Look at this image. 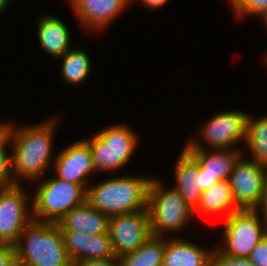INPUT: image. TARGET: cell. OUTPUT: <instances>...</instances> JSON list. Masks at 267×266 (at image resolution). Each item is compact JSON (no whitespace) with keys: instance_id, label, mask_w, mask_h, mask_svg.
<instances>
[{"instance_id":"d6a6232c","label":"cell","mask_w":267,"mask_h":266,"mask_svg":"<svg viewBox=\"0 0 267 266\" xmlns=\"http://www.w3.org/2000/svg\"><path fill=\"white\" fill-rule=\"evenodd\" d=\"M10 0H0V12H2L6 7H8Z\"/></svg>"},{"instance_id":"8fae6325","label":"cell","mask_w":267,"mask_h":266,"mask_svg":"<svg viewBox=\"0 0 267 266\" xmlns=\"http://www.w3.org/2000/svg\"><path fill=\"white\" fill-rule=\"evenodd\" d=\"M248 116L235 110L215 114L200 128L198 136L211 149L234 148L241 140L245 142Z\"/></svg>"},{"instance_id":"9c48e42d","label":"cell","mask_w":267,"mask_h":266,"mask_svg":"<svg viewBox=\"0 0 267 266\" xmlns=\"http://www.w3.org/2000/svg\"><path fill=\"white\" fill-rule=\"evenodd\" d=\"M108 233L116 258L136 250L151 237L148 210L111 216Z\"/></svg>"},{"instance_id":"7a4b0ae2","label":"cell","mask_w":267,"mask_h":266,"mask_svg":"<svg viewBox=\"0 0 267 266\" xmlns=\"http://www.w3.org/2000/svg\"><path fill=\"white\" fill-rule=\"evenodd\" d=\"M150 177L119 176L86 189V201L109 217L148 210Z\"/></svg>"},{"instance_id":"ba28073f","label":"cell","mask_w":267,"mask_h":266,"mask_svg":"<svg viewBox=\"0 0 267 266\" xmlns=\"http://www.w3.org/2000/svg\"><path fill=\"white\" fill-rule=\"evenodd\" d=\"M22 187L16 183L0 188V243L15 245L33 221L32 211L27 208L32 196Z\"/></svg>"},{"instance_id":"836d02e7","label":"cell","mask_w":267,"mask_h":266,"mask_svg":"<svg viewBox=\"0 0 267 266\" xmlns=\"http://www.w3.org/2000/svg\"><path fill=\"white\" fill-rule=\"evenodd\" d=\"M231 7L235 10L243 0H229Z\"/></svg>"},{"instance_id":"ac0fdd59","label":"cell","mask_w":267,"mask_h":266,"mask_svg":"<svg viewBox=\"0 0 267 266\" xmlns=\"http://www.w3.org/2000/svg\"><path fill=\"white\" fill-rule=\"evenodd\" d=\"M162 266H212V251L182 239L166 238Z\"/></svg>"},{"instance_id":"d6986e66","label":"cell","mask_w":267,"mask_h":266,"mask_svg":"<svg viewBox=\"0 0 267 266\" xmlns=\"http://www.w3.org/2000/svg\"><path fill=\"white\" fill-rule=\"evenodd\" d=\"M37 26L40 46L47 53L60 58L70 50V32L62 20L44 14Z\"/></svg>"},{"instance_id":"603a6c76","label":"cell","mask_w":267,"mask_h":266,"mask_svg":"<svg viewBox=\"0 0 267 266\" xmlns=\"http://www.w3.org/2000/svg\"><path fill=\"white\" fill-rule=\"evenodd\" d=\"M62 58V78L66 84L79 85L87 79L91 69V60L85 50H69Z\"/></svg>"},{"instance_id":"1f68e13d","label":"cell","mask_w":267,"mask_h":266,"mask_svg":"<svg viewBox=\"0 0 267 266\" xmlns=\"http://www.w3.org/2000/svg\"><path fill=\"white\" fill-rule=\"evenodd\" d=\"M146 8L159 9L164 6L169 0H141Z\"/></svg>"},{"instance_id":"8992f818","label":"cell","mask_w":267,"mask_h":266,"mask_svg":"<svg viewBox=\"0 0 267 266\" xmlns=\"http://www.w3.org/2000/svg\"><path fill=\"white\" fill-rule=\"evenodd\" d=\"M126 125H112L84 139L90 146L95 172L122 168L129 162L138 143L135 131Z\"/></svg>"},{"instance_id":"2e32d148","label":"cell","mask_w":267,"mask_h":266,"mask_svg":"<svg viewBox=\"0 0 267 266\" xmlns=\"http://www.w3.org/2000/svg\"><path fill=\"white\" fill-rule=\"evenodd\" d=\"M108 215L95 209L86 200L65 214L57 223L61 231H78L90 235L107 234Z\"/></svg>"},{"instance_id":"30bf717a","label":"cell","mask_w":267,"mask_h":266,"mask_svg":"<svg viewBox=\"0 0 267 266\" xmlns=\"http://www.w3.org/2000/svg\"><path fill=\"white\" fill-rule=\"evenodd\" d=\"M241 156L229 177L233 197L239 209H256L262 199L267 166Z\"/></svg>"},{"instance_id":"4fadbf2b","label":"cell","mask_w":267,"mask_h":266,"mask_svg":"<svg viewBox=\"0 0 267 266\" xmlns=\"http://www.w3.org/2000/svg\"><path fill=\"white\" fill-rule=\"evenodd\" d=\"M190 139L185 145V149L196 159L199 163L198 173L210 174L221 180H229L230 174L233 170L234 164L243 155L241 150L237 147L227 149H206V146L200 144L198 139Z\"/></svg>"},{"instance_id":"ffe728a7","label":"cell","mask_w":267,"mask_h":266,"mask_svg":"<svg viewBox=\"0 0 267 266\" xmlns=\"http://www.w3.org/2000/svg\"><path fill=\"white\" fill-rule=\"evenodd\" d=\"M236 210L239 208L236 206L230 182L221 180L203 191L200 202L193 212L215 215L225 211L227 218Z\"/></svg>"},{"instance_id":"5bb4252c","label":"cell","mask_w":267,"mask_h":266,"mask_svg":"<svg viewBox=\"0 0 267 266\" xmlns=\"http://www.w3.org/2000/svg\"><path fill=\"white\" fill-rule=\"evenodd\" d=\"M64 245L72 262L116 258L109 233L90 235L62 231Z\"/></svg>"},{"instance_id":"cb8c5ba5","label":"cell","mask_w":267,"mask_h":266,"mask_svg":"<svg viewBox=\"0 0 267 266\" xmlns=\"http://www.w3.org/2000/svg\"><path fill=\"white\" fill-rule=\"evenodd\" d=\"M10 143V123H0V188L13 186L15 183L12 174L11 153H7V144Z\"/></svg>"},{"instance_id":"3957f363","label":"cell","mask_w":267,"mask_h":266,"mask_svg":"<svg viewBox=\"0 0 267 266\" xmlns=\"http://www.w3.org/2000/svg\"><path fill=\"white\" fill-rule=\"evenodd\" d=\"M18 266H71L57 223L33 220L14 245Z\"/></svg>"},{"instance_id":"5b68a950","label":"cell","mask_w":267,"mask_h":266,"mask_svg":"<svg viewBox=\"0 0 267 266\" xmlns=\"http://www.w3.org/2000/svg\"><path fill=\"white\" fill-rule=\"evenodd\" d=\"M163 182L153 179L148 192V212L152 236L164 237L165 232H177L188 223L193 209L174 188L166 189Z\"/></svg>"},{"instance_id":"d4e9b609","label":"cell","mask_w":267,"mask_h":266,"mask_svg":"<svg viewBox=\"0 0 267 266\" xmlns=\"http://www.w3.org/2000/svg\"><path fill=\"white\" fill-rule=\"evenodd\" d=\"M233 11L242 18L247 15L260 16L267 25V0H243Z\"/></svg>"},{"instance_id":"7c38bea8","label":"cell","mask_w":267,"mask_h":266,"mask_svg":"<svg viewBox=\"0 0 267 266\" xmlns=\"http://www.w3.org/2000/svg\"><path fill=\"white\" fill-rule=\"evenodd\" d=\"M53 168L56 178L75 184H80L85 190L88 176L95 173L92 152L89 144L83 139L74 142L55 156Z\"/></svg>"},{"instance_id":"277c9868","label":"cell","mask_w":267,"mask_h":266,"mask_svg":"<svg viewBox=\"0 0 267 266\" xmlns=\"http://www.w3.org/2000/svg\"><path fill=\"white\" fill-rule=\"evenodd\" d=\"M37 184L30 205L35 221L58 223L65 214L86 200V190L80 184L56 177Z\"/></svg>"},{"instance_id":"f546056e","label":"cell","mask_w":267,"mask_h":266,"mask_svg":"<svg viewBox=\"0 0 267 266\" xmlns=\"http://www.w3.org/2000/svg\"><path fill=\"white\" fill-rule=\"evenodd\" d=\"M198 176L200 177V188L202 191L210 188L216 182L220 181L217 177H214L210 174L198 173Z\"/></svg>"},{"instance_id":"9a60e30c","label":"cell","mask_w":267,"mask_h":266,"mask_svg":"<svg viewBox=\"0 0 267 266\" xmlns=\"http://www.w3.org/2000/svg\"><path fill=\"white\" fill-rule=\"evenodd\" d=\"M134 0H71L74 14L86 30L106 28Z\"/></svg>"},{"instance_id":"f1b7e54d","label":"cell","mask_w":267,"mask_h":266,"mask_svg":"<svg viewBox=\"0 0 267 266\" xmlns=\"http://www.w3.org/2000/svg\"><path fill=\"white\" fill-rule=\"evenodd\" d=\"M71 266H119L117 258L102 260L75 261Z\"/></svg>"},{"instance_id":"83f0119b","label":"cell","mask_w":267,"mask_h":266,"mask_svg":"<svg viewBox=\"0 0 267 266\" xmlns=\"http://www.w3.org/2000/svg\"><path fill=\"white\" fill-rule=\"evenodd\" d=\"M0 266H18L14 245L0 243Z\"/></svg>"},{"instance_id":"6da1fadb","label":"cell","mask_w":267,"mask_h":266,"mask_svg":"<svg viewBox=\"0 0 267 266\" xmlns=\"http://www.w3.org/2000/svg\"><path fill=\"white\" fill-rule=\"evenodd\" d=\"M56 121L44 120L21 129H15L10 123V152L15 183L20 184L22 179L29 182L38 181L53 165L55 157H52V140Z\"/></svg>"},{"instance_id":"4316f807","label":"cell","mask_w":267,"mask_h":266,"mask_svg":"<svg viewBox=\"0 0 267 266\" xmlns=\"http://www.w3.org/2000/svg\"><path fill=\"white\" fill-rule=\"evenodd\" d=\"M248 259L254 266H267V234L253 248Z\"/></svg>"},{"instance_id":"7402d4cb","label":"cell","mask_w":267,"mask_h":266,"mask_svg":"<svg viewBox=\"0 0 267 266\" xmlns=\"http://www.w3.org/2000/svg\"><path fill=\"white\" fill-rule=\"evenodd\" d=\"M245 145L252 161L267 166V116L254 120L248 116Z\"/></svg>"},{"instance_id":"484cf974","label":"cell","mask_w":267,"mask_h":266,"mask_svg":"<svg viewBox=\"0 0 267 266\" xmlns=\"http://www.w3.org/2000/svg\"><path fill=\"white\" fill-rule=\"evenodd\" d=\"M212 266H254L248 258H235L221 253L216 247L212 252Z\"/></svg>"},{"instance_id":"4dcf8cb0","label":"cell","mask_w":267,"mask_h":266,"mask_svg":"<svg viewBox=\"0 0 267 266\" xmlns=\"http://www.w3.org/2000/svg\"><path fill=\"white\" fill-rule=\"evenodd\" d=\"M256 210L267 221V175H266V179H265L262 199H261L259 206L256 208Z\"/></svg>"},{"instance_id":"44dd1931","label":"cell","mask_w":267,"mask_h":266,"mask_svg":"<svg viewBox=\"0 0 267 266\" xmlns=\"http://www.w3.org/2000/svg\"><path fill=\"white\" fill-rule=\"evenodd\" d=\"M164 237L152 236L136 250L119 256V266H162L166 249Z\"/></svg>"},{"instance_id":"e0dca14e","label":"cell","mask_w":267,"mask_h":266,"mask_svg":"<svg viewBox=\"0 0 267 266\" xmlns=\"http://www.w3.org/2000/svg\"><path fill=\"white\" fill-rule=\"evenodd\" d=\"M175 167L176 185L173 187L185 199L193 210L200 202L203 191L200 188V177L198 176L199 163L184 148Z\"/></svg>"},{"instance_id":"52a82bcc","label":"cell","mask_w":267,"mask_h":266,"mask_svg":"<svg viewBox=\"0 0 267 266\" xmlns=\"http://www.w3.org/2000/svg\"><path fill=\"white\" fill-rule=\"evenodd\" d=\"M224 225L225 242L217 249L235 258H248L253 248L267 234V221L256 209L236 210L225 218Z\"/></svg>"},{"instance_id":"e575fe53","label":"cell","mask_w":267,"mask_h":266,"mask_svg":"<svg viewBox=\"0 0 267 266\" xmlns=\"http://www.w3.org/2000/svg\"><path fill=\"white\" fill-rule=\"evenodd\" d=\"M264 57H265V62H266V64H267V55H265ZM266 66H267V65H266Z\"/></svg>"}]
</instances>
